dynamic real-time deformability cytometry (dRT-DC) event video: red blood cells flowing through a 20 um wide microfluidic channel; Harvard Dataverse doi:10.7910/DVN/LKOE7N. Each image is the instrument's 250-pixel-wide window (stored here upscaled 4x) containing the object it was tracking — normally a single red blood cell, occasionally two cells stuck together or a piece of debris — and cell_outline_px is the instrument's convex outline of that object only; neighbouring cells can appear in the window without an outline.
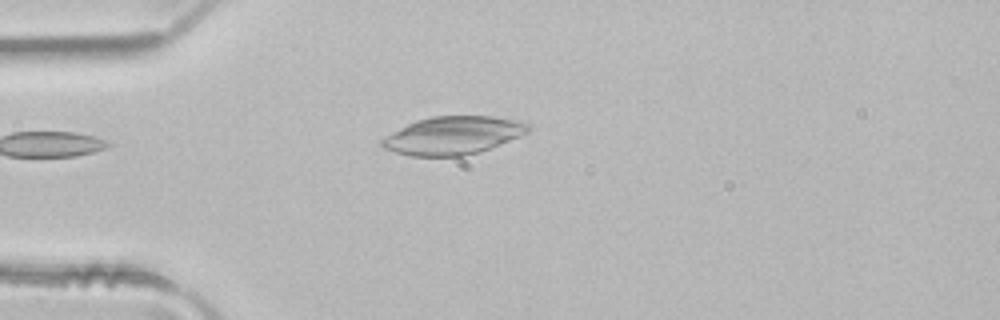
{"species": "common noctule bat (a hibernating species)", "species_latin": "Nyctalus noctula", "temperature_condition": "room temperature", "stored_images_in_passage": 1, "camera_frame_rate_fps": 3000, "um_per_image_px": 0.085, "animal": {"sex": "male", "body_mass_g": 21.5, "forearm_length_mm": 52.0}, "frame": {"image": 1, "passage_image": 1, "time_ms": 0.0, "image_size_px": [1000, 320], "cell_outline_px": [[528, 132], [480, 152], [464, 156], [412, 156], [396, 152], [384, 148], [380, 144], [380, 140], [392, 132], [416, 120], [432, 116], [492, 116], [520, 120], [528, 124]], "centroid_in_image_um": [38.49, 11.51], "position_along_channel_um": 46.5, "area_um2": 32.19}}